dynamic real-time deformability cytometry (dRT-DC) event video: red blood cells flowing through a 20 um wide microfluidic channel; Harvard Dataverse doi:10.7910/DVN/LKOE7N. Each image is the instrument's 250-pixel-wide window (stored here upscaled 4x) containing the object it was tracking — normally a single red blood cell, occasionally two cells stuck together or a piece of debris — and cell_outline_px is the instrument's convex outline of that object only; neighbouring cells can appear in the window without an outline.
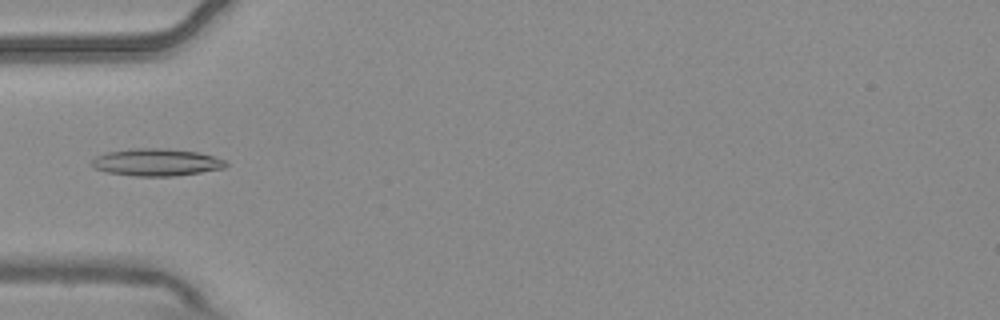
{"species": "common noctule bat (a hibernating species)", "species_latin": "Nyctalus noctula", "temperature_condition": "warm", "stored_images_in_passage": 7, "camera_frame_rate_fps": 3000, "um_per_image_px": 0.085, "animal": {"sex": "male", "body_mass_g": 20.4}, "frame": {"image": 1, "passage_image": 5, "time_ms": 1.333, "image_size_px": [1000, 320], "cell_outline_px": [[228, 164], [224, 168], [176, 176], [136, 176], [108, 172], [96, 168], [92, 164], [92, 160], [96, 156], [108, 152], [132, 148], [168, 148], [196, 152], [212, 156], [224, 160]], "centroid_in_image_um": [13.31, 13.79], "position_along_channel_um": 71.7, "area_um2": 21.1}}
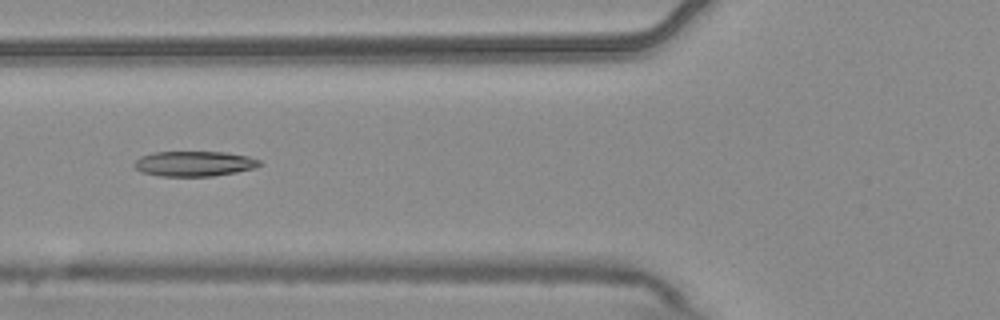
{"frame": {"image": 2, "passage_image": 6, "time_ms": 1.667, "image_size_px": [1000, 320], "cell_outline_px": [[260, 164], [256, 168], [236, 172], [212, 176], [160, 176], [140, 172], [132, 164], [140, 156], [152, 152], [224, 152], [248, 156], [260, 160]], "centroid_in_image_um": [16.48, 13.91], "position_along_channel_um": 109.3, "area_um2": 18.44}}
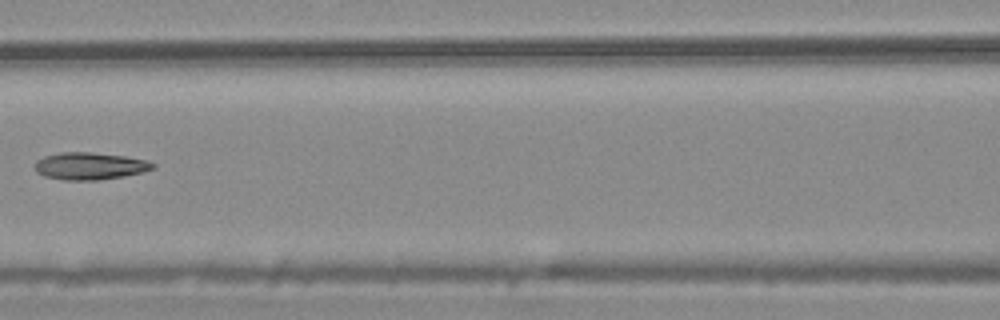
{"frame": {"image": 3, "passage_image": 7, "time_ms": 2.0, "image_size_px": [1000, 320], "cell_outline_px": [[156, 168], [144, 172], [124, 176], [100, 180], [64, 180], [44, 176], [36, 172], [36, 160], [44, 156], [60, 152], [92, 152], [124, 156], [148, 160], [156, 164]], "centroid_in_image_um": [7.67, 14.11], "position_along_channel_um": 158.9, "area_um2": 18.9}}